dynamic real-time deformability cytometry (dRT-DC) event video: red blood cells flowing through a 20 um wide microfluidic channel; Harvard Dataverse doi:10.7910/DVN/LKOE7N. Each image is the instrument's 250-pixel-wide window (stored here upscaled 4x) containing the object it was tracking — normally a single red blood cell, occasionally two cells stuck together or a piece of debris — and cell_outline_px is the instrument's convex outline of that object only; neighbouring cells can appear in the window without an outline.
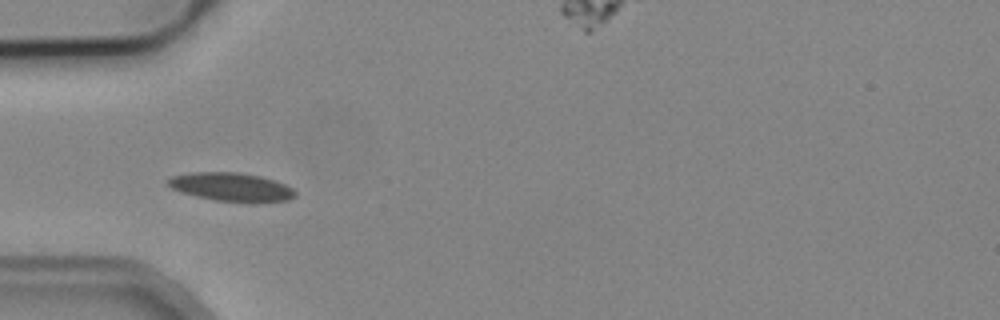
{"species": "common noctule bat (a hibernating species)", "species_latin": "Nyctalus noctula", "temperature_condition": "cold", "stored_images_in_passage": 6, "camera_frame_rate_fps": 3000, "um_per_image_px": 0.085, "animal": {"sex": "male", "body_mass_g": 19.2, "forearm_length_mm": 51.8}, "frame": {"image": 1, "passage_image": 1, "time_ms": 0.0, "image_size_px": [1000, 320], "cell_outline_px": [[296, 196], [288, 200], [216, 200], [196, 196], [180, 192], [172, 188], [168, 184], [168, 180], [172, 176], [192, 172], [240, 172], [260, 176], [276, 180], [292, 188], [296, 192]], "centroid_in_image_um": [19.63, 15.85], "position_along_channel_um": 65.4, "area_um2": 20.46}}
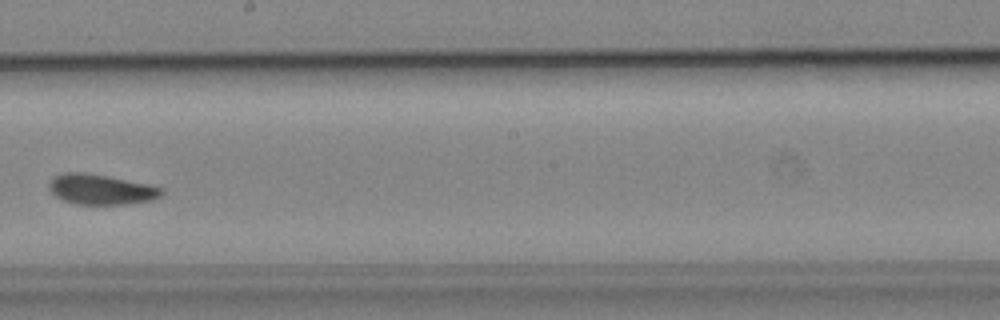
{"frame": {"image": 2, "passage_image": 5, "time_ms": 4.667, "image_size_px": [1000, 320], "cell_outline_px": [[164, 196], [152, 200], [128, 204], [76, 204], [64, 200], [56, 196], [48, 188], [48, 184], [56, 176], [64, 172], [84, 172], [108, 176], [148, 184], [164, 188]], "centroid_in_image_um": [8.64, 16.1], "position_along_channel_um": 239.6, "area_um2": 19.88}}
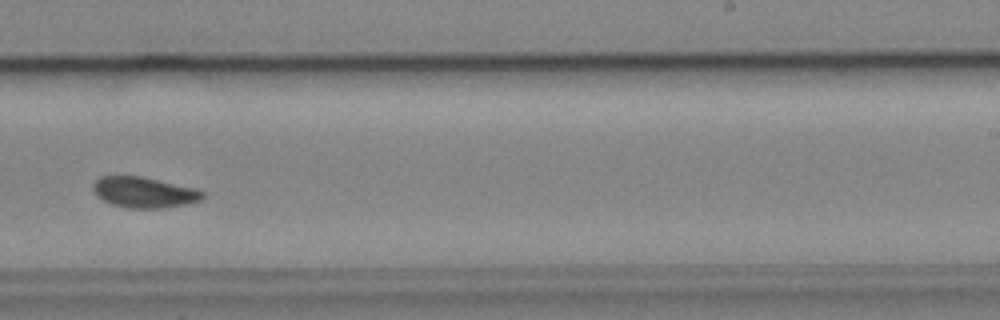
{"frame": {"image": 3, "passage_image": 6, "time_ms": 5.667, "image_size_px": [1000, 320], "cell_outline_px": [[204, 196], [200, 200], [188, 204], [160, 208], [128, 208], [112, 204], [96, 196], [92, 188], [92, 184], [100, 176], [140, 176], [196, 188], [204, 192]], "centroid_in_image_um": [12.24, 16.35], "position_along_channel_um": 276.8, "area_um2": 19.59}}